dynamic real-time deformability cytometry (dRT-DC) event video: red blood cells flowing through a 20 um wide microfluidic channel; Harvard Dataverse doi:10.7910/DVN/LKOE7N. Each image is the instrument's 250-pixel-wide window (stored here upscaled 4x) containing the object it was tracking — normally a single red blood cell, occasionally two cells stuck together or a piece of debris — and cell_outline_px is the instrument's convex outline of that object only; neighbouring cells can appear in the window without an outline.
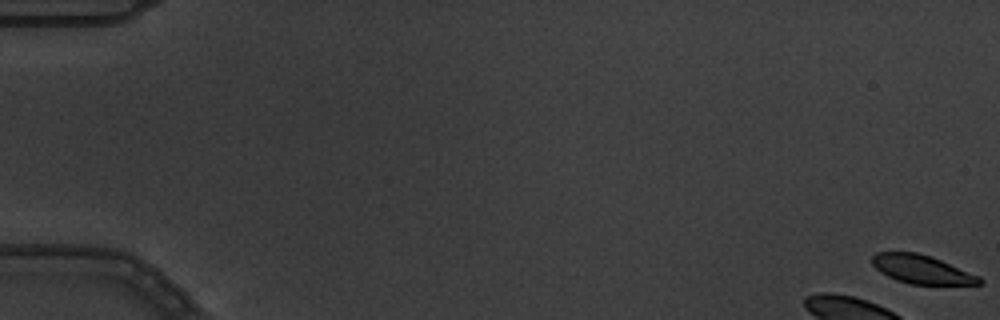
{"species": "common noctule bat (a hibernating species)", "species_latin": "Nyctalus noctula", "temperature_condition": "warm", "stored_images_in_passage": 6, "camera_frame_rate_fps": 3000, "um_per_image_px": 0.085, "animal": {"sex": "male", "body_mass_g": 19.5, "forearm_length_mm": 54.6}, "frame": {"image": 1, "passage_image": 1, "time_ms": 0.0, "image_size_px": [1000, 320], "cell_outline_px": [[984, 284], [912, 284], [896, 280], [880, 272], [872, 264], [872, 256], [876, 252], [916, 252], [940, 260], [980, 276], [984, 280]], "centroid_in_image_um": [78.35, 22.9], "position_along_channel_um": 6.7, "area_um2": 17.69}}